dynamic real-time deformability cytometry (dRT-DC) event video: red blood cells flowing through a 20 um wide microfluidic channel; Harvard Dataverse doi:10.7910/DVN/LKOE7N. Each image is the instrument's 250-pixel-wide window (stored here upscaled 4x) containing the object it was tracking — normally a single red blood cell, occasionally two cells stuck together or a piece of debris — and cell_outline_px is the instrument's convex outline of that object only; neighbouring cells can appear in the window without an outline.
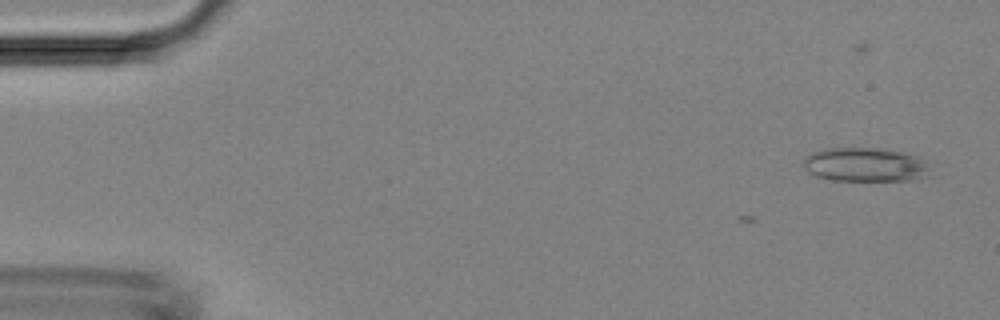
{"species": "Egyptian fruit bat (a non-hibernating species)", "species_latin": "Rousettus aegyptiacus", "temperature_condition": "room temperature", "stored_images_in_passage": 3, "camera_frame_rate_fps": 3000, "um_per_image_px": 0.085, "animal": {"sex": "female"}, "frame": {"image": 1, "passage_image": 3, "time_ms": 0.667, "image_size_px": [1000, 320], "cell_outline_px": [[928, 176], [912, 180], [832, 180], [816, 176], [808, 172], [804, 168], [804, 160], [812, 152], [824, 148], [884, 148], [920, 156], [928, 160]], "centroid_in_image_um": [73.58, 13.99], "position_along_channel_um": 11.4, "area_um2": 25.32}}